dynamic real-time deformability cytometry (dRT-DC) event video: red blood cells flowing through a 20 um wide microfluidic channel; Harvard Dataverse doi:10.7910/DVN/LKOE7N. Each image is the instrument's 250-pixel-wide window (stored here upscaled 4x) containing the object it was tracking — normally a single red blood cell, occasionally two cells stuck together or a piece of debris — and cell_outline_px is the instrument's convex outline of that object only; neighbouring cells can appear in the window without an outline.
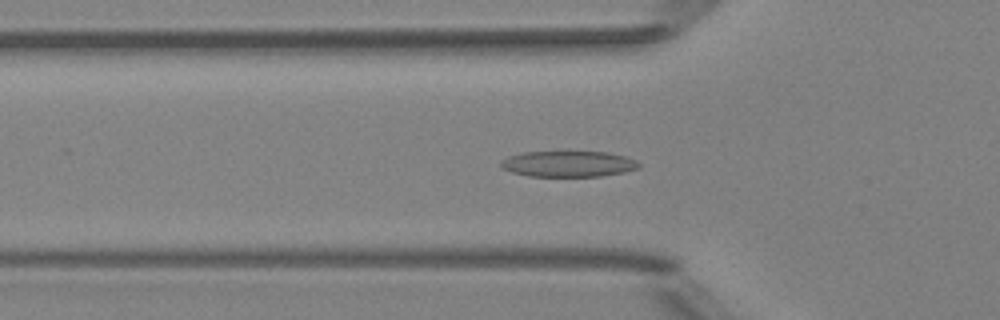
{"species": "Egyptian fruit bat (a non-hibernating species)", "species_latin": "Rousettus aegyptiacus", "temperature_condition": "room temperature", "stored_images_in_passage": 53, "segment_of_instrument_passage": [1, 2], "camera_frame_rate_fps": 3000, "um_per_image_px": 0.085, "animal": {"sex": "female"}, "frame": {"image": 1, "passage_image": 18, "time_ms": 5.667, "image_size_px": [1000, 320], "cell_outline_px": [[640, 168], [624, 172], [600, 176], [528, 176], [512, 172], [504, 168], [500, 164], [500, 160], [508, 156], [524, 152], [608, 152], [628, 156], [636, 160], [640, 164]], "centroid_in_image_um": [48.34, 13.92], "position_along_channel_um": 77.5, "area_um2": 20.87}}
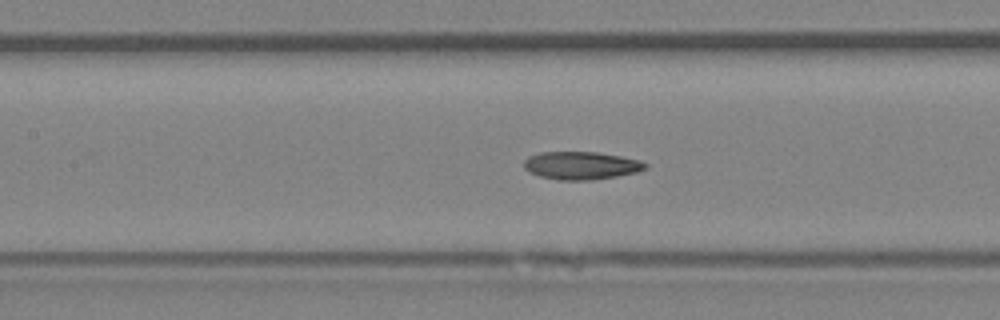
{"frame": {"image": 2, "passage_image": 24, "time_ms": 7.667, "image_size_px": [1000, 320], "cell_outline_px": [[648, 168], [636, 172], [616, 176], [592, 180], [556, 180], [540, 176], [528, 172], [524, 168], [524, 160], [528, 156], [540, 152], [596, 152], [620, 156], [640, 160], [648, 164]], "centroid_in_image_um": [49.38, 14.07], "position_along_channel_um": 158.0, "area_um2": 19.83}}
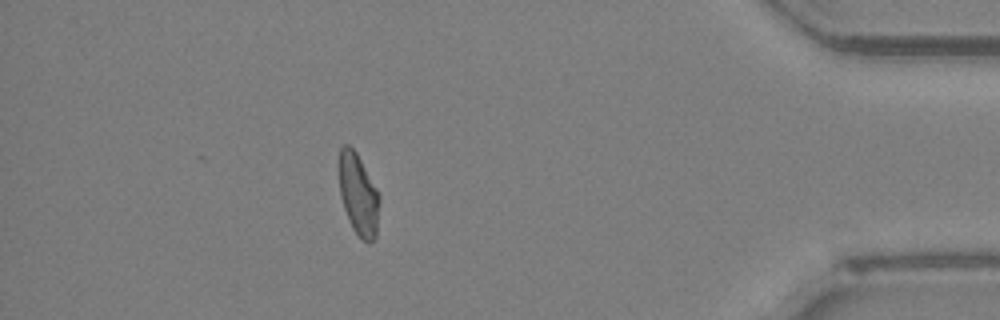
{"frame": {"image": 3, "passage_image": 46, "time_ms": 15.0, "image_size_px": [1000, 320], "cell_outline_px": [[380, 200], [376, 236], [368, 244], [352, 228], [344, 208], [340, 196], [336, 168], [336, 164], [340, 148], [344, 144], [348, 144], [356, 152], [380, 192]], "centroid_in_image_um": [30.43, 16.45], "position_along_channel_um": 404.8, "area_um2": 19.88}}